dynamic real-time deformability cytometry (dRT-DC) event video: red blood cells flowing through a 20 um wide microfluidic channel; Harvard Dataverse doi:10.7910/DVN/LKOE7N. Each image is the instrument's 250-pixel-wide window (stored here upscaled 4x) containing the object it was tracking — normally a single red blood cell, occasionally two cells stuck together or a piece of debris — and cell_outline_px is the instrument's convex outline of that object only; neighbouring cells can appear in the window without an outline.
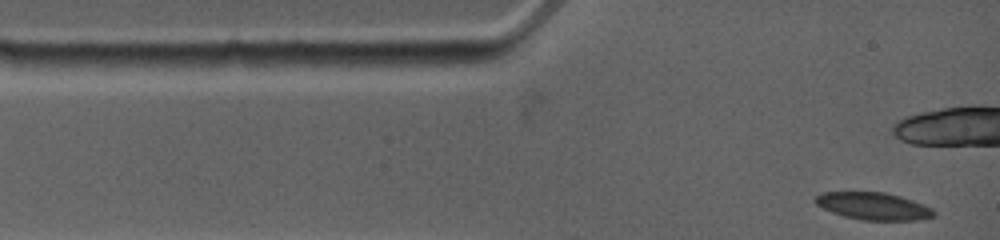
{"species": "common noctule bat (a hibernating species)", "species_latin": "Nyctalus noctula", "temperature_condition": "warm", "stored_images_in_passage": 28, "camera_frame_rate_fps": 4500, "um_per_image_px": 0.085, "animal": {"sex": "female", "body_mass_g": 19.0, "forearm_length_mm": 53.3}, "frame": {"image": 1, "passage_image": 1, "time_ms": 0.0, "image_size_px": [1000, 240], "cell_outline_px": [[936, 216], [916, 220], [860, 220], [844, 216], [832, 212], [816, 204], [812, 200], [820, 192], [884, 192], [900, 196], [912, 200], [932, 208], [936, 212]], "centroid_in_image_um": [74.23, 17.52], "position_along_channel_um": 10.8, "area_um2": 18.9}}